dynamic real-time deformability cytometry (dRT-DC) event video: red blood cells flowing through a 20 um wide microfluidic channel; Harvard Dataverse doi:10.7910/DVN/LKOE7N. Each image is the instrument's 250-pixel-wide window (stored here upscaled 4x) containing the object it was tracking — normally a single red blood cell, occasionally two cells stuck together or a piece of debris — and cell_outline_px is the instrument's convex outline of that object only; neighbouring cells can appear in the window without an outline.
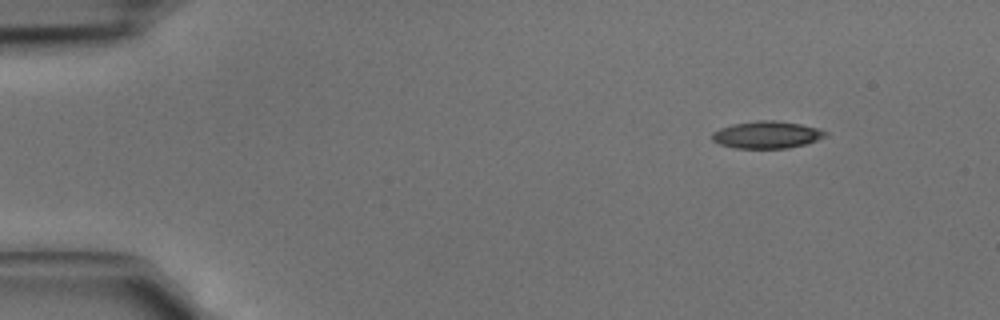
{"species": "common noctule bat (a hibernating species)", "species_latin": "Nyctalus noctula", "temperature_condition": "cold", "stored_images_in_passage": 2, "camera_frame_rate_fps": 3000, "um_per_image_px": 0.085, "animal": {"sex": "male", "body_mass_g": 15.6}, "frame": {"image": 1, "passage_image": 2, "time_ms": 0.333, "image_size_px": [1000, 320], "cell_outline_px": [[828, 132], [824, 136], [816, 140], [804, 144], [788, 148], [736, 148], [720, 144], [712, 140], [712, 132], [720, 128], [732, 124], [756, 120], [776, 120], [800, 124], [820, 128]], "centroid_in_image_um": [65.17, 11.44], "position_along_channel_um": 19.8, "area_um2": 17.92}}